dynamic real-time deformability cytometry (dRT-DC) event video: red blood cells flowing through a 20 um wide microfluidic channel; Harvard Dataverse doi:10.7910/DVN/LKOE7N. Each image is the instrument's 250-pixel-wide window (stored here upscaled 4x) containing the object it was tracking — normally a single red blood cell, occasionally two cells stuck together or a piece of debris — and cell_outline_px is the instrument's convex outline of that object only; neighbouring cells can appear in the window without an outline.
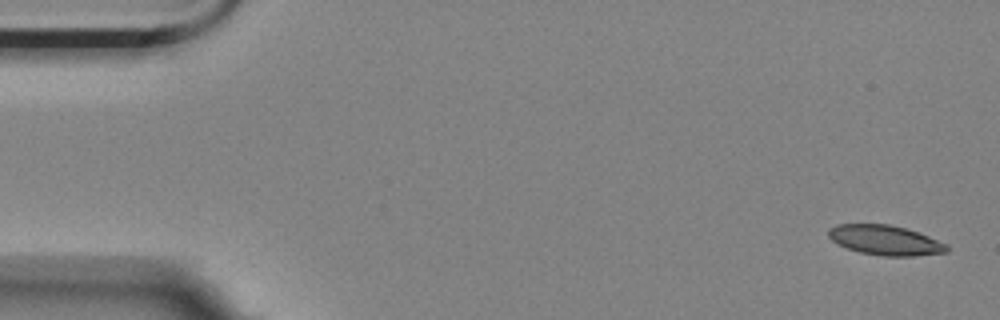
{"species": "Egyptian fruit bat (a non-hibernating species)", "species_latin": "Rousettus aegyptiacus", "temperature_condition": "room temperature", "stored_images_in_passage": 4, "camera_frame_rate_fps": 3000, "um_per_image_px": 0.085, "animal": {"sex": "female"}, "frame": {"image": 1, "passage_image": 1, "time_ms": 0.0, "image_size_px": [1000, 320], "cell_outline_px": [[948, 252], [916, 256], [884, 256], [860, 252], [848, 248], [832, 240], [828, 236], [828, 228], [836, 224], [888, 224], [904, 228], [928, 236], [948, 244]], "centroid_in_image_um": [75.25, 20.42], "position_along_channel_um": 9.7, "area_um2": 20.46}}
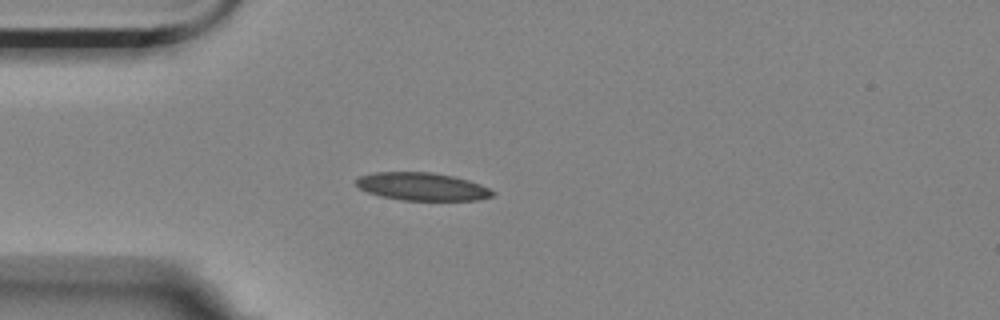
{"frame": {"image": 2, "passage_image": 4, "time_ms": 1.0, "image_size_px": [1000, 320], "cell_outline_px": [[496, 196], [476, 200], [400, 200], [380, 196], [368, 192], [360, 188], [356, 184], [356, 180], [360, 176], [372, 172], [432, 172], [452, 176], [468, 180], [480, 184], [496, 192]], "centroid_in_image_um": [35.9, 15.86], "position_along_channel_um": 49.1, "area_um2": 22.2}}